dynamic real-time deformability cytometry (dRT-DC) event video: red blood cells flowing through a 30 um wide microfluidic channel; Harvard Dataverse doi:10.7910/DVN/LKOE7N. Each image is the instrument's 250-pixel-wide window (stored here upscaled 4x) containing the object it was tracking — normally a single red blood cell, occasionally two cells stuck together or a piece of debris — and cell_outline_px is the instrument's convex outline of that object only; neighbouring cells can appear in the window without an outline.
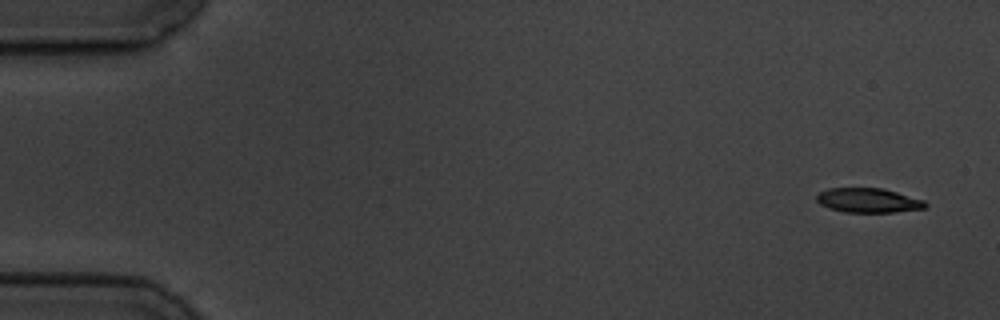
{"species": "common noctule bat (a hibernating species)", "species_latin": "Nyctalus noctula", "temperature_condition": "cold", "stored_images_in_passage": 13, "camera_frame_rate_fps": 3000, "um_per_image_px": 0.085, "animal": {"sex": "male", "body_mass_g": 19.5, "forearm_length_mm": 54.6}, "frame": {"image": 1, "passage_image": 1, "time_ms": 0.0, "image_size_px": [1000, 320], "cell_outline_px": [[928, 208], [896, 212], [844, 212], [828, 208], [820, 204], [816, 200], [816, 196], [820, 192], [828, 188], [880, 188], [896, 192], [924, 200], [928, 204]], "centroid_in_image_um": [73.81, 17.04], "position_along_channel_um": 11.2, "area_um2": 15.55}}
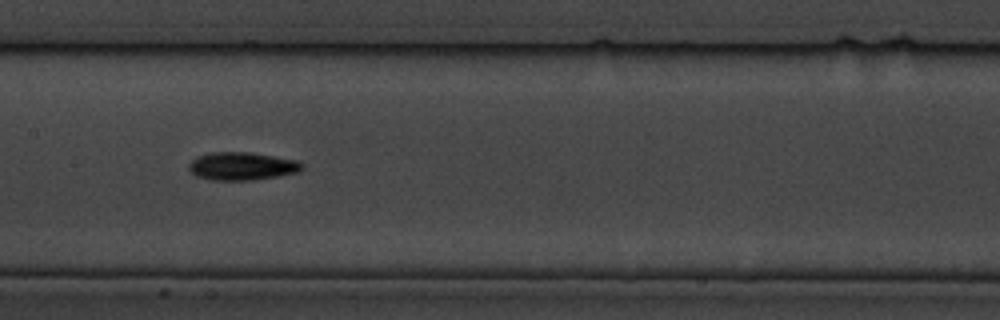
{"frame": {"image": 2, "passage_image": 8, "time_ms": 8.667, "image_size_px": [1000, 320], "cell_outline_px": [[304, 168], [296, 172], [276, 176], [252, 180], [212, 180], [196, 176], [188, 168], [188, 164], [196, 156], [212, 152], [248, 152], [300, 160], [304, 164]], "centroid_in_image_um": [20.57, 14.11], "position_along_channel_um": 186.8, "area_um2": 18.5}}
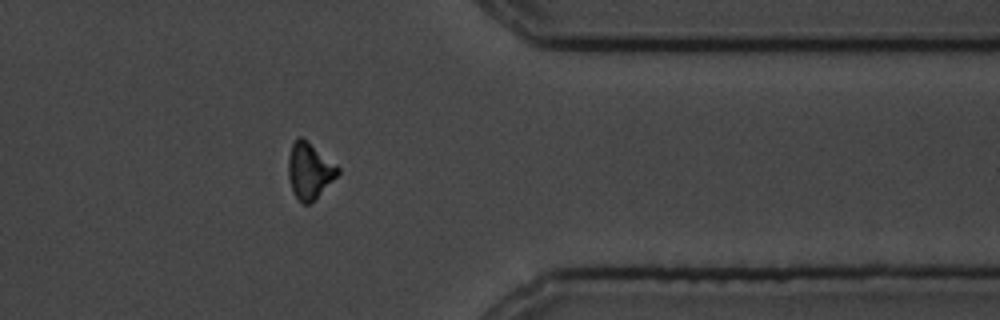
{"frame": {"image": 3, "passage_image": 13, "time_ms": 14.667, "image_size_px": [1000, 320], "cell_outline_px": [[340, 172], [312, 204], [300, 204], [292, 188], [288, 176], [288, 156], [292, 144], [300, 136], [336, 164], [340, 168]], "centroid_in_image_um": [26.31, 14.56], "position_along_channel_um": 385.1, "area_um2": 16.07}, "authors_computed_cell_mechanics": {"area_um2": 16.8776, "velocity_mm_per_s": 3.5044, "shape_relaxation_time_tau1_ms": 6.1862, "shape_relaxation_time_tau2_ms": null, "deformation_change_tau1": 0.1464, "deformation_change_tau2": null}}